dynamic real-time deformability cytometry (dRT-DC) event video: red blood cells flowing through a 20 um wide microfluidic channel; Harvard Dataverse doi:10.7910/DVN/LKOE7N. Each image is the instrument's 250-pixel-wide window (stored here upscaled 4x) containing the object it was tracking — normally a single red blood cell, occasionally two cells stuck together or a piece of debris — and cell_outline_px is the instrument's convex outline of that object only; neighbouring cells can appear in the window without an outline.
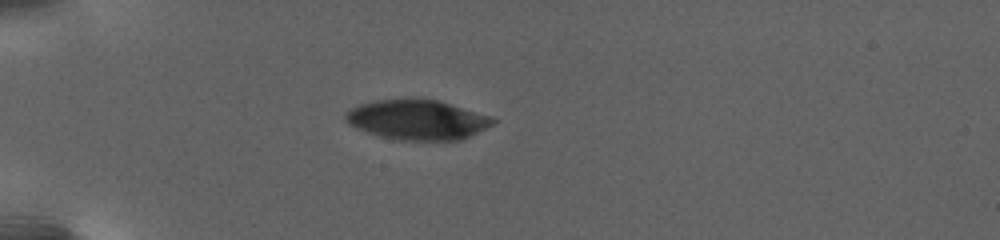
{"species": "human", "species_latin": "Homo sapiens", "temperature_condition": "warm", "stored_images_in_passage": 38, "camera_frame_rate_fps": 3000, "um_per_image_px": 0.085, "donor": {"sex": "female"}, "frame": {"image": 1, "passage_image": 1, "time_ms": 0.0, "image_size_px": [1000, 240], "cell_outline_px": [[500, 120], [460, 140], [400, 140], [380, 136], [356, 128], [348, 124], [344, 116], [344, 112], [360, 104], [376, 100], [436, 100], [492, 116]], "centroid_in_image_um": [35.46, 10.19], "position_along_channel_um": 49.5, "area_um2": 33.7}}
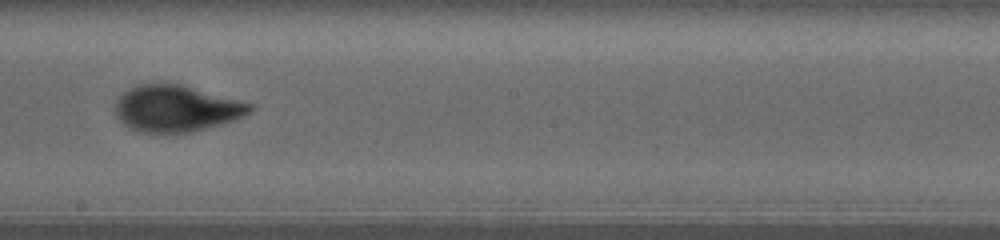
{"frame": {"image": 2, "passage_image": 16, "time_ms": 8.0, "image_size_px": [1000, 240], "cell_outline_px": [[256, 108], [252, 112], [232, 120], [220, 124], [188, 132], [136, 132], [128, 128], [116, 116], [116, 104], [120, 96], [124, 92], [140, 84], [180, 84], [256, 104]], "centroid_in_image_um": [15.02, 9.22], "position_along_channel_um": 233.2, "area_um2": 36.13}}
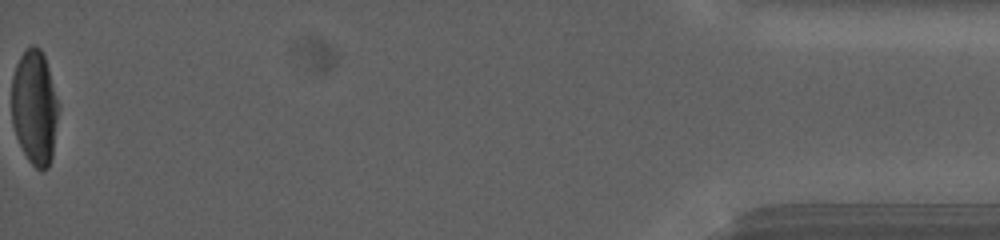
{"frame": {"image": 3, "passage_image": 38, "time_ms": 18.667, "image_size_px": [1000, 240], "cell_outline_px": [[60, 108], [52, 156], [48, 168], [44, 172], [40, 172], [28, 160], [16, 136], [12, 124], [12, 76], [16, 64], [24, 48], [32, 44], [40, 48], [44, 56], [60, 104]], "centroid_in_image_um": [2.96, 9.13], "position_along_channel_um": 432.2, "area_um2": 31.85}, "authors_computed_cell_mechanics": {"area_um2": 36.414, "velocity_mm_per_s": 2.6669, "shape_relaxation_time_tau1_ms": 4.1973, "shape_relaxation_time_tau2_ms": 1.3603, "deformation_change_tau1": 0.1694, "deformation_change_tau2": 0.065}}